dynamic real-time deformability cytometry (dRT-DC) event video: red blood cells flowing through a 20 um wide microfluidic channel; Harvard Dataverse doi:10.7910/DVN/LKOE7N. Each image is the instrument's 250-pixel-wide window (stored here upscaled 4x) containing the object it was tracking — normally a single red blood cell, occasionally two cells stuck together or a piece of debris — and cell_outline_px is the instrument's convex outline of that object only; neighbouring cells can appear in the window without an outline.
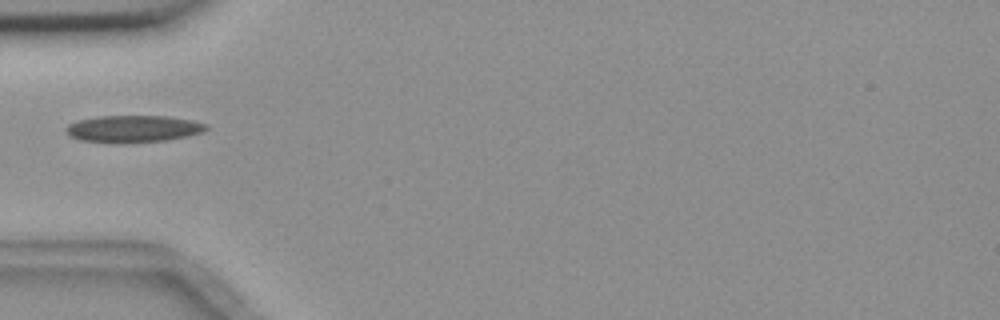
{"species": "common noctule bat (a hibernating species)", "species_latin": "Nyctalus noctula", "temperature_condition": "room temperature", "stored_images_in_passage": 4, "camera_frame_rate_fps": 3000, "um_per_image_px": 0.085, "animal": {"sex": "female", "body_mass_g": 18.4}, "frame": {"image": 1, "passage_image": 1, "time_ms": 0.0, "image_size_px": [1000, 320], "cell_outline_px": [[208, 128], [204, 132], [188, 136], [164, 140], [80, 140], [68, 136], [64, 132], [64, 128], [68, 124], [76, 120], [96, 116], [168, 116], [192, 120], [208, 124]], "centroid_in_image_um": [11.33, 10.89], "position_along_channel_um": 73.7, "area_um2": 21.33}}
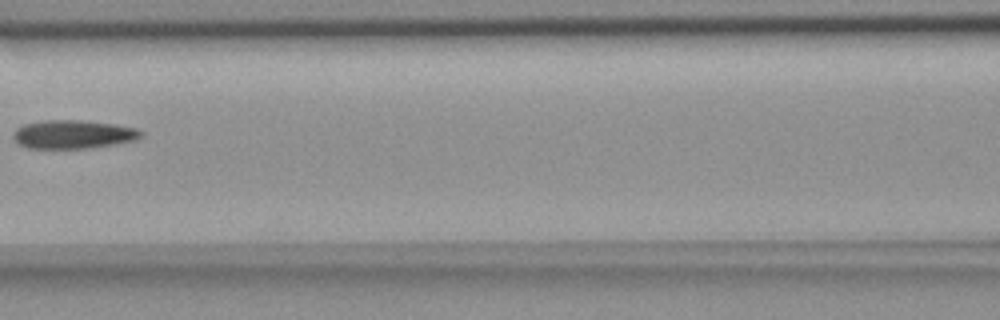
{"frame": {"image": 2, "passage_image": 3, "time_ms": 2.333, "image_size_px": [1000, 320], "cell_outline_px": [[144, 132], [136, 140], [116, 144], [88, 148], [28, 148], [20, 144], [12, 136], [12, 132], [16, 128], [24, 124], [40, 120], [80, 120], [116, 124], [136, 128]], "centroid_in_image_um": [6.21, 11.41], "position_along_channel_um": 160.4, "area_um2": 21.33}}
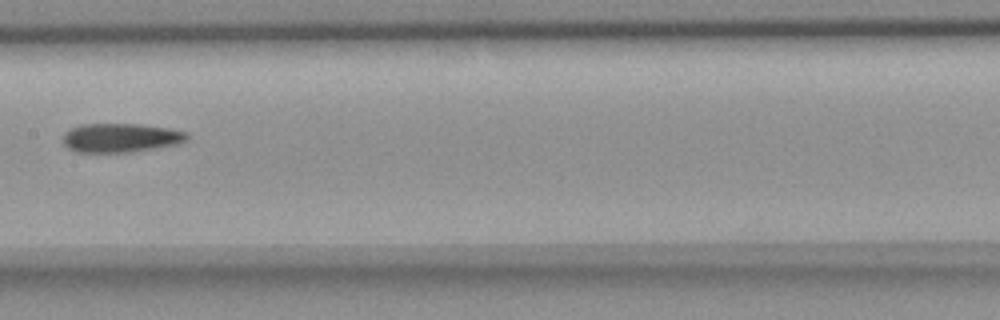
{"frame": {"image": 3, "passage_image": 4, "time_ms": 3.333, "image_size_px": [1000, 320], "cell_outline_px": [[188, 140], [176, 144], [128, 152], [76, 152], [68, 148], [60, 140], [64, 132], [80, 124], [144, 124], [172, 128], [188, 132]], "centroid_in_image_um": [10.24, 11.69], "position_along_channel_um": 197.2, "area_um2": 21.15}}